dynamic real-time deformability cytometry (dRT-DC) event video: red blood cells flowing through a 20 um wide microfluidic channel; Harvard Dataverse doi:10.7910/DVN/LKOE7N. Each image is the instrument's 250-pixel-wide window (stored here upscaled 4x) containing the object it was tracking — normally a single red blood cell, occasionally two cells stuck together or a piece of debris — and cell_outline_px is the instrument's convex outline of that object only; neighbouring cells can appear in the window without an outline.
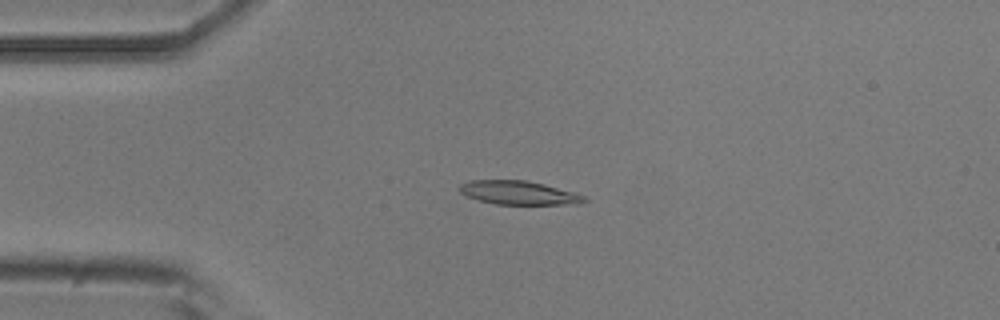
{"species": "common noctule bat (a hibernating species)", "species_latin": "Nyctalus noctula", "temperature_condition": "room temperature", "stored_images_in_passage": 14, "camera_frame_rate_fps": 3000, "um_per_image_px": 0.085, "animal": {"sex": "male", "body_mass_g": 20.5, "forearm_length_mm": 52.5}, "frame": {"image": 1, "passage_image": 2, "time_ms": 0.333, "image_size_px": [1000, 320], "cell_outline_px": [[588, 200], [580, 204], [496, 204], [480, 200], [468, 196], [460, 192], [456, 188], [460, 184], [468, 180], [524, 180], [544, 184], [572, 192], [584, 196]], "centroid_in_image_um": [44.05, 16.38], "position_along_channel_um": 40.9, "area_um2": 17.11}}
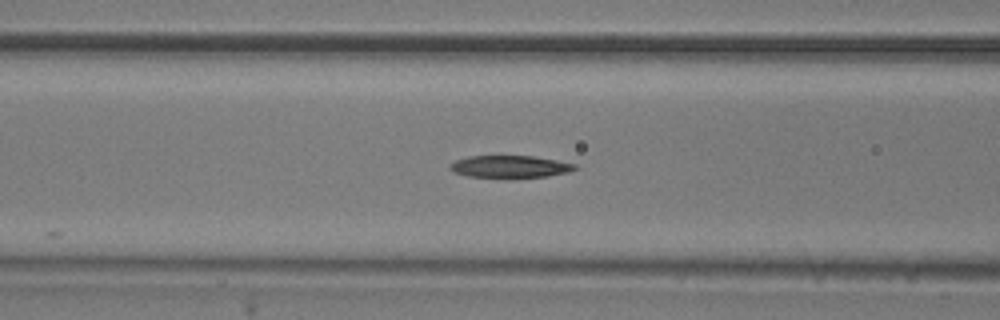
{"frame": {"image": 2, "passage_image": 10, "time_ms": 3.0, "image_size_px": [1000, 320], "cell_outline_px": [[576, 168], [568, 172], [544, 176], [468, 176], [452, 172], [448, 168], [456, 160], [468, 156], [532, 156], [556, 160], [576, 164]], "centroid_in_image_um": [43.32, 14.13], "position_along_channel_um": 123.3, "area_um2": 15.55}}
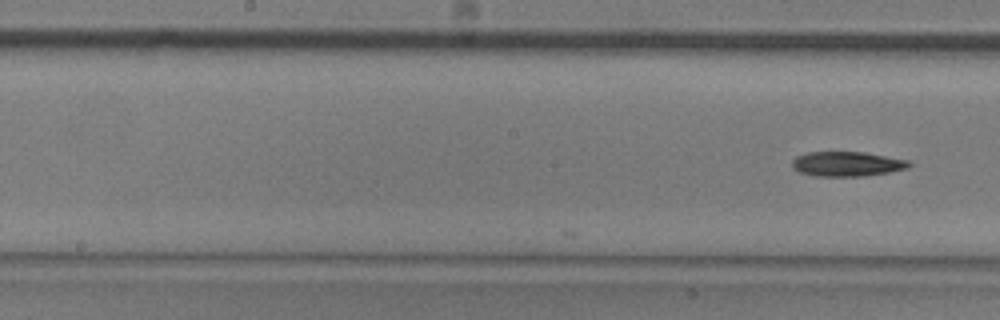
{"frame": {"image": 3, "passage_image": 14, "time_ms": 4.333, "image_size_px": [1000, 320], "cell_outline_px": [[912, 164], [908, 168], [888, 172], [864, 176], [812, 176], [800, 172], [792, 168], [792, 160], [796, 156], [808, 152], [864, 152], [908, 160]], "centroid_in_image_um": [71.97, 13.93], "position_along_channel_um": 176.2, "area_um2": 16.88}}